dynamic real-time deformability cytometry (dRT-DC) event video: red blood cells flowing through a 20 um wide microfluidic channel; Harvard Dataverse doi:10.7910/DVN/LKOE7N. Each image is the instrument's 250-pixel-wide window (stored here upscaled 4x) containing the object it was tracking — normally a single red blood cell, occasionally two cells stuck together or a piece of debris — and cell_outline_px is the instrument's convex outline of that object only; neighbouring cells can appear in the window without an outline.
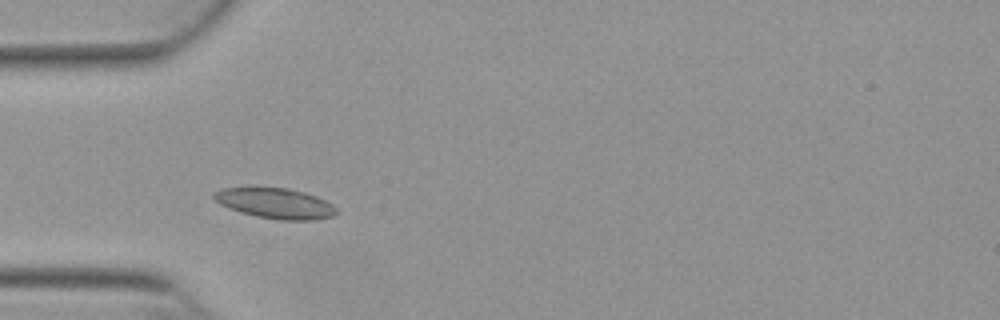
{"species": "Egyptian fruit bat (a non-hibernating species)", "species_latin": "Rousettus aegyptiacus", "temperature_condition": "warm", "stored_images_in_passage": 23, "camera_frame_rate_fps": 3000, "um_per_image_px": 0.085, "animal": {"sex": "female"}, "frame": {"image": 1, "passage_image": 7, "time_ms": 2.0, "image_size_px": [1000, 320], "cell_outline_px": [[340, 212], [332, 216], [316, 220], [280, 220], [256, 216], [240, 212], [228, 208], [220, 204], [212, 196], [212, 192], [220, 188], [288, 188], [304, 192], [316, 196], [332, 204]], "centroid_in_image_um": [23.41, 17.29], "position_along_channel_um": 61.6, "area_um2": 21.73}}
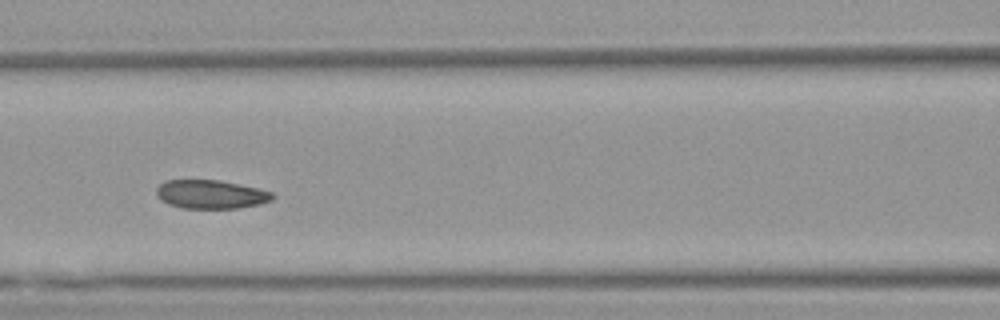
{"frame": {"image": 2, "passage_image": 14, "time_ms": 4.333, "image_size_px": [1000, 320], "cell_outline_px": [[276, 196], [272, 200], [260, 204], [236, 208], [184, 208], [168, 204], [160, 200], [156, 192], [156, 188], [164, 180], [220, 180], [260, 188], [272, 192]], "centroid_in_image_um": [17.94, 16.51], "position_along_channel_um": 148.7, "area_um2": 19.54}}
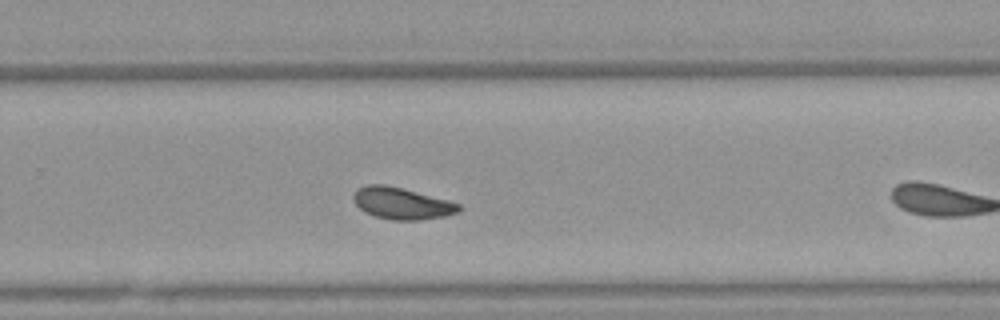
{"frame": {"image": 3, "passage_image": 22, "time_ms": 7.0, "image_size_px": [1000, 320], "cell_outline_px": [[460, 212], [444, 216], [420, 220], [392, 220], [376, 216], [364, 212], [352, 200], [352, 196], [360, 188], [368, 184], [384, 184], [448, 200], [460, 204]], "centroid_in_image_um": [34.15, 17.3], "position_along_channel_um": 295.7, "area_um2": 19.25}}